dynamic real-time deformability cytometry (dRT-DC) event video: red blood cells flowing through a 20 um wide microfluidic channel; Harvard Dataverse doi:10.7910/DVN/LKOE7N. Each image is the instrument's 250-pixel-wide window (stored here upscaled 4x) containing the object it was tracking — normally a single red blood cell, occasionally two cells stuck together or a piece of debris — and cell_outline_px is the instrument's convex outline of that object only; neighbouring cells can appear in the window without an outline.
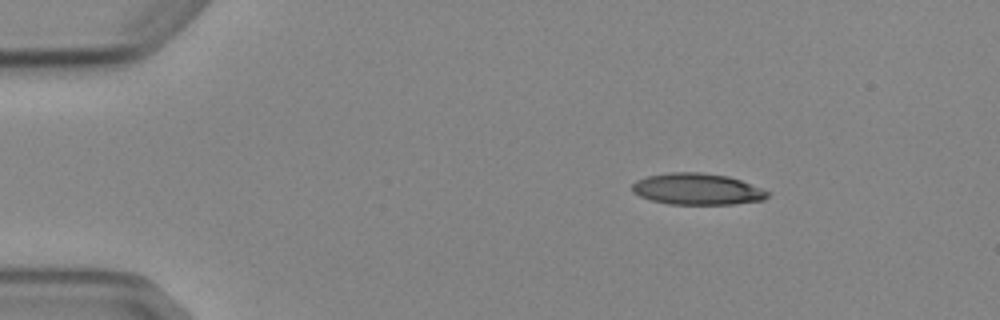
{"species": "Egyptian fruit bat (a non-hibernating species)", "species_latin": "Rousettus aegyptiacus", "temperature_condition": "cold", "stored_images_in_passage": 3, "camera_frame_rate_fps": 3000, "um_per_image_px": 0.085, "animal": {"sex": "female"}, "frame": {"image": 1, "passage_image": 1, "time_ms": 0.0, "image_size_px": [1000, 320], "cell_outline_px": [[768, 196], [764, 200], [732, 204], [668, 204], [652, 200], [640, 196], [632, 192], [632, 184], [636, 180], [648, 176], [672, 172], [700, 172], [728, 176], [740, 180], [760, 188], [768, 192]], "centroid_in_image_um": [59.24, 16.07], "position_along_channel_um": 25.8, "area_um2": 24.62}}